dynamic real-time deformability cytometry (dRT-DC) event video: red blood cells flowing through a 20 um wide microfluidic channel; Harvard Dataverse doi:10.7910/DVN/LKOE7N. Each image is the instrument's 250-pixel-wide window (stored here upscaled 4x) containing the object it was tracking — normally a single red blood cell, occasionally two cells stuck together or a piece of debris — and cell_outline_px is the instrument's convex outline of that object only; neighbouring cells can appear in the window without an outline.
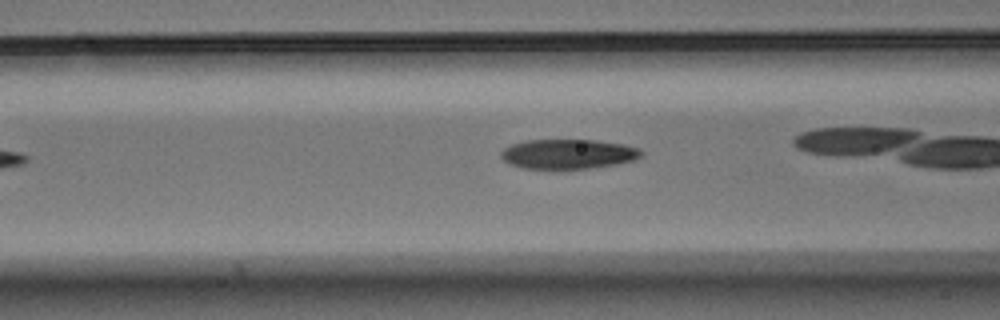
{"species": "Egyptian fruit bat (a non-hibernating species)", "species_latin": "Rousettus aegyptiacus", "temperature_condition": "warm", "stored_images_in_passage": 6, "camera_frame_rate_fps": 3000, "um_per_image_px": 0.085, "animal": {"sex": "male"}, "frame": {"image": 1, "passage_image": 5, "time_ms": 1.333, "image_size_px": [1000, 320], "cell_outline_px": [[644, 152], [640, 156], [632, 160], [616, 164], [592, 168], [524, 168], [508, 164], [500, 156], [500, 152], [504, 148], [512, 144], [528, 140], [596, 140], [624, 144], [640, 148]], "centroid_in_image_um": [48.29, 13.08], "position_along_channel_um": 118.3, "area_um2": 24.16}}